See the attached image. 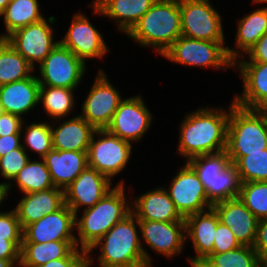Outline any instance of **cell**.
<instances>
[{"label": "cell", "mask_w": 267, "mask_h": 267, "mask_svg": "<svg viewBox=\"0 0 267 267\" xmlns=\"http://www.w3.org/2000/svg\"><path fill=\"white\" fill-rule=\"evenodd\" d=\"M224 108L199 107L189 112L179 125L178 153L186 162L195 156L222 152L226 146V134L230 106Z\"/></svg>", "instance_id": "obj_1"}, {"label": "cell", "mask_w": 267, "mask_h": 267, "mask_svg": "<svg viewBox=\"0 0 267 267\" xmlns=\"http://www.w3.org/2000/svg\"><path fill=\"white\" fill-rule=\"evenodd\" d=\"M137 227L139 220L131 212L92 245L87 255L98 247L100 267H151L152 258L143 247Z\"/></svg>", "instance_id": "obj_2"}, {"label": "cell", "mask_w": 267, "mask_h": 267, "mask_svg": "<svg viewBox=\"0 0 267 267\" xmlns=\"http://www.w3.org/2000/svg\"><path fill=\"white\" fill-rule=\"evenodd\" d=\"M125 182H119L93 207L83 209L82 217L75 215L76 244L86 252L115 224L129 215L131 204L125 194ZM78 237V238H77Z\"/></svg>", "instance_id": "obj_3"}, {"label": "cell", "mask_w": 267, "mask_h": 267, "mask_svg": "<svg viewBox=\"0 0 267 267\" xmlns=\"http://www.w3.org/2000/svg\"><path fill=\"white\" fill-rule=\"evenodd\" d=\"M127 36L162 56L182 36L180 0H156Z\"/></svg>", "instance_id": "obj_4"}, {"label": "cell", "mask_w": 267, "mask_h": 267, "mask_svg": "<svg viewBox=\"0 0 267 267\" xmlns=\"http://www.w3.org/2000/svg\"><path fill=\"white\" fill-rule=\"evenodd\" d=\"M267 149V110L246 109L232 100L227 126L225 152L235 163L249 153Z\"/></svg>", "instance_id": "obj_5"}, {"label": "cell", "mask_w": 267, "mask_h": 267, "mask_svg": "<svg viewBox=\"0 0 267 267\" xmlns=\"http://www.w3.org/2000/svg\"><path fill=\"white\" fill-rule=\"evenodd\" d=\"M187 163L197 173L208 201L215 203L239 198L241 180L236 166L225 151L195 156Z\"/></svg>", "instance_id": "obj_6"}, {"label": "cell", "mask_w": 267, "mask_h": 267, "mask_svg": "<svg viewBox=\"0 0 267 267\" xmlns=\"http://www.w3.org/2000/svg\"><path fill=\"white\" fill-rule=\"evenodd\" d=\"M225 42H214L180 36L162 57L184 66L199 68L233 69L234 62L228 57Z\"/></svg>", "instance_id": "obj_7"}, {"label": "cell", "mask_w": 267, "mask_h": 267, "mask_svg": "<svg viewBox=\"0 0 267 267\" xmlns=\"http://www.w3.org/2000/svg\"><path fill=\"white\" fill-rule=\"evenodd\" d=\"M132 146L131 143L109 133L106 129H96L87 152L88 166L112 181V178L125 169L131 159Z\"/></svg>", "instance_id": "obj_8"}, {"label": "cell", "mask_w": 267, "mask_h": 267, "mask_svg": "<svg viewBox=\"0 0 267 267\" xmlns=\"http://www.w3.org/2000/svg\"><path fill=\"white\" fill-rule=\"evenodd\" d=\"M86 64L70 49L58 43L39 64L40 86L76 89L81 84Z\"/></svg>", "instance_id": "obj_9"}, {"label": "cell", "mask_w": 267, "mask_h": 267, "mask_svg": "<svg viewBox=\"0 0 267 267\" xmlns=\"http://www.w3.org/2000/svg\"><path fill=\"white\" fill-rule=\"evenodd\" d=\"M180 14L182 36L225 42L221 15L210 0H180Z\"/></svg>", "instance_id": "obj_10"}, {"label": "cell", "mask_w": 267, "mask_h": 267, "mask_svg": "<svg viewBox=\"0 0 267 267\" xmlns=\"http://www.w3.org/2000/svg\"><path fill=\"white\" fill-rule=\"evenodd\" d=\"M55 22L54 16L48 21L44 18L14 31L6 40L35 69V64H40L59 43L54 41L55 30L51 27Z\"/></svg>", "instance_id": "obj_11"}, {"label": "cell", "mask_w": 267, "mask_h": 267, "mask_svg": "<svg viewBox=\"0 0 267 267\" xmlns=\"http://www.w3.org/2000/svg\"><path fill=\"white\" fill-rule=\"evenodd\" d=\"M108 78L104 70L98 69L96 79L82 104V113L79 114L95 129H106L123 100Z\"/></svg>", "instance_id": "obj_12"}, {"label": "cell", "mask_w": 267, "mask_h": 267, "mask_svg": "<svg viewBox=\"0 0 267 267\" xmlns=\"http://www.w3.org/2000/svg\"><path fill=\"white\" fill-rule=\"evenodd\" d=\"M165 190L184 219L212 208L201 180L187 162L173 176L169 189Z\"/></svg>", "instance_id": "obj_13"}, {"label": "cell", "mask_w": 267, "mask_h": 267, "mask_svg": "<svg viewBox=\"0 0 267 267\" xmlns=\"http://www.w3.org/2000/svg\"><path fill=\"white\" fill-rule=\"evenodd\" d=\"M152 118L141 95L125 98L119 104L106 130L133 144L139 142L149 130Z\"/></svg>", "instance_id": "obj_14"}, {"label": "cell", "mask_w": 267, "mask_h": 267, "mask_svg": "<svg viewBox=\"0 0 267 267\" xmlns=\"http://www.w3.org/2000/svg\"><path fill=\"white\" fill-rule=\"evenodd\" d=\"M71 20L68 31L59 43L70 49L85 64L88 59L103 58L109 49L102 34L92 25L88 17L78 12Z\"/></svg>", "instance_id": "obj_15"}, {"label": "cell", "mask_w": 267, "mask_h": 267, "mask_svg": "<svg viewBox=\"0 0 267 267\" xmlns=\"http://www.w3.org/2000/svg\"><path fill=\"white\" fill-rule=\"evenodd\" d=\"M113 181L87 166L82 173L64 189V203L79 215L80 208L93 207L110 190L114 188Z\"/></svg>", "instance_id": "obj_16"}, {"label": "cell", "mask_w": 267, "mask_h": 267, "mask_svg": "<svg viewBox=\"0 0 267 267\" xmlns=\"http://www.w3.org/2000/svg\"><path fill=\"white\" fill-rule=\"evenodd\" d=\"M73 231H75V213L64 204L56 212L27 225L23 229L22 242L76 241Z\"/></svg>", "instance_id": "obj_17"}, {"label": "cell", "mask_w": 267, "mask_h": 267, "mask_svg": "<svg viewBox=\"0 0 267 267\" xmlns=\"http://www.w3.org/2000/svg\"><path fill=\"white\" fill-rule=\"evenodd\" d=\"M139 226L141 239L155 252L172 258L184 249L187 240L185 221L139 220Z\"/></svg>", "instance_id": "obj_18"}, {"label": "cell", "mask_w": 267, "mask_h": 267, "mask_svg": "<svg viewBox=\"0 0 267 267\" xmlns=\"http://www.w3.org/2000/svg\"><path fill=\"white\" fill-rule=\"evenodd\" d=\"M236 69L244 89L233 97L234 103L246 109L267 110V63L234 62L233 70Z\"/></svg>", "instance_id": "obj_19"}, {"label": "cell", "mask_w": 267, "mask_h": 267, "mask_svg": "<svg viewBox=\"0 0 267 267\" xmlns=\"http://www.w3.org/2000/svg\"><path fill=\"white\" fill-rule=\"evenodd\" d=\"M219 221L229 227L241 245L253 246L259 219L240 198L228 199L212 205Z\"/></svg>", "instance_id": "obj_20"}, {"label": "cell", "mask_w": 267, "mask_h": 267, "mask_svg": "<svg viewBox=\"0 0 267 267\" xmlns=\"http://www.w3.org/2000/svg\"><path fill=\"white\" fill-rule=\"evenodd\" d=\"M137 197L132 199L131 210L138 220L185 221L170 199L165 187L152 189Z\"/></svg>", "instance_id": "obj_21"}, {"label": "cell", "mask_w": 267, "mask_h": 267, "mask_svg": "<svg viewBox=\"0 0 267 267\" xmlns=\"http://www.w3.org/2000/svg\"><path fill=\"white\" fill-rule=\"evenodd\" d=\"M156 0H94L93 13L115 20L120 32L126 35Z\"/></svg>", "instance_id": "obj_22"}, {"label": "cell", "mask_w": 267, "mask_h": 267, "mask_svg": "<svg viewBox=\"0 0 267 267\" xmlns=\"http://www.w3.org/2000/svg\"><path fill=\"white\" fill-rule=\"evenodd\" d=\"M23 195L14 208L22 229L43 216L56 212L65 204L64 190L57 187Z\"/></svg>", "instance_id": "obj_23"}, {"label": "cell", "mask_w": 267, "mask_h": 267, "mask_svg": "<svg viewBox=\"0 0 267 267\" xmlns=\"http://www.w3.org/2000/svg\"><path fill=\"white\" fill-rule=\"evenodd\" d=\"M186 239L192 241L196 256L188 257V261L205 260L213 254V246L218 214L213 208L186 217Z\"/></svg>", "instance_id": "obj_24"}, {"label": "cell", "mask_w": 267, "mask_h": 267, "mask_svg": "<svg viewBox=\"0 0 267 267\" xmlns=\"http://www.w3.org/2000/svg\"><path fill=\"white\" fill-rule=\"evenodd\" d=\"M39 88L37 76L32 74L20 81L0 86V103L4 112L22 118L27 112L39 105Z\"/></svg>", "instance_id": "obj_25"}, {"label": "cell", "mask_w": 267, "mask_h": 267, "mask_svg": "<svg viewBox=\"0 0 267 267\" xmlns=\"http://www.w3.org/2000/svg\"><path fill=\"white\" fill-rule=\"evenodd\" d=\"M55 187L65 189L88 166L87 152L51 149L43 158Z\"/></svg>", "instance_id": "obj_26"}, {"label": "cell", "mask_w": 267, "mask_h": 267, "mask_svg": "<svg viewBox=\"0 0 267 267\" xmlns=\"http://www.w3.org/2000/svg\"><path fill=\"white\" fill-rule=\"evenodd\" d=\"M95 128L79 114L56 126L51 125L53 149L88 152Z\"/></svg>", "instance_id": "obj_27"}, {"label": "cell", "mask_w": 267, "mask_h": 267, "mask_svg": "<svg viewBox=\"0 0 267 267\" xmlns=\"http://www.w3.org/2000/svg\"><path fill=\"white\" fill-rule=\"evenodd\" d=\"M237 27L235 47H227L228 57L233 62L242 57L243 54L246 55L259 38L267 33V6L257 8L249 15L239 19Z\"/></svg>", "instance_id": "obj_28"}, {"label": "cell", "mask_w": 267, "mask_h": 267, "mask_svg": "<svg viewBox=\"0 0 267 267\" xmlns=\"http://www.w3.org/2000/svg\"><path fill=\"white\" fill-rule=\"evenodd\" d=\"M75 248H78L76 241L22 242L19 267H37L55 259L66 258Z\"/></svg>", "instance_id": "obj_29"}, {"label": "cell", "mask_w": 267, "mask_h": 267, "mask_svg": "<svg viewBox=\"0 0 267 267\" xmlns=\"http://www.w3.org/2000/svg\"><path fill=\"white\" fill-rule=\"evenodd\" d=\"M38 0H14L9 2L3 16L5 24V33L0 35V39H6L14 31L23 28L29 24L37 23L45 17L41 13Z\"/></svg>", "instance_id": "obj_30"}, {"label": "cell", "mask_w": 267, "mask_h": 267, "mask_svg": "<svg viewBox=\"0 0 267 267\" xmlns=\"http://www.w3.org/2000/svg\"><path fill=\"white\" fill-rule=\"evenodd\" d=\"M34 71L6 39H0V86L30 77Z\"/></svg>", "instance_id": "obj_31"}, {"label": "cell", "mask_w": 267, "mask_h": 267, "mask_svg": "<svg viewBox=\"0 0 267 267\" xmlns=\"http://www.w3.org/2000/svg\"><path fill=\"white\" fill-rule=\"evenodd\" d=\"M75 89L63 87L40 86L38 102L42 106L47 116L53 121H60L71 114L75 106L74 93Z\"/></svg>", "instance_id": "obj_32"}, {"label": "cell", "mask_w": 267, "mask_h": 267, "mask_svg": "<svg viewBox=\"0 0 267 267\" xmlns=\"http://www.w3.org/2000/svg\"><path fill=\"white\" fill-rule=\"evenodd\" d=\"M13 181L8 185V191L11 190L13 183H17L16 186L23 194L55 187L43 159L40 161L30 159Z\"/></svg>", "instance_id": "obj_33"}, {"label": "cell", "mask_w": 267, "mask_h": 267, "mask_svg": "<svg viewBox=\"0 0 267 267\" xmlns=\"http://www.w3.org/2000/svg\"><path fill=\"white\" fill-rule=\"evenodd\" d=\"M212 267H260L263 260L252 246L241 245L223 253H213L205 259Z\"/></svg>", "instance_id": "obj_34"}, {"label": "cell", "mask_w": 267, "mask_h": 267, "mask_svg": "<svg viewBox=\"0 0 267 267\" xmlns=\"http://www.w3.org/2000/svg\"><path fill=\"white\" fill-rule=\"evenodd\" d=\"M51 124L52 123L48 122L41 123L39 121L38 123L33 122L29 125H26L23 122L24 126L22 125L21 131L25 132V136H23L24 143L22 144V147L26 151H28L27 149L34 151V153L39 155L38 158L43 159L53 148Z\"/></svg>", "instance_id": "obj_35"}, {"label": "cell", "mask_w": 267, "mask_h": 267, "mask_svg": "<svg viewBox=\"0 0 267 267\" xmlns=\"http://www.w3.org/2000/svg\"><path fill=\"white\" fill-rule=\"evenodd\" d=\"M234 165L241 183L267 182V149L240 157Z\"/></svg>", "instance_id": "obj_36"}, {"label": "cell", "mask_w": 267, "mask_h": 267, "mask_svg": "<svg viewBox=\"0 0 267 267\" xmlns=\"http://www.w3.org/2000/svg\"><path fill=\"white\" fill-rule=\"evenodd\" d=\"M239 198L259 220L267 218V182L241 183Z\"/></svg>", "instance_id": "obj_37"}, {"label": "cell", "mask_w": 267, "mask_h": 267, "mask_svg": "<svg viewBox=\"0 0 267 267\" xmlns=\"http://www.w3.org/2000/svg\"><path fill=\"white\" fill-rule=\"evenodd\" d=\"M30 159L23 147H19L0 157V175L7 180V185L13 182L19 171L25 167Z\"/></svg>", "instance_id": "obj_38"}, {"label": "cell", "mask_w": 267, "mask_h": 267, "mask_svg": "<svg viewBox=\"0 0 267 267\" xmlns=\"http://www.w3.org/2000/svg\"><path fill=\"white\" fill-rule=\"evenodd\" d=\"M0 238L11 242H22L23 229L15 210L0 212Z\"/></svg>", "instance_id": "obj_39"}, {"label": "cell", "mask_w": 267, "mask_h": 267, "mask_svg": "<svg viewBox=\"0 0 267 267\" xmlns=\"http://www.w3.org/2000/svg\"><path fill=\"white\" fill-rule=\"evenodd\" d=\"M240 246L241 244L229 227L219 222L215 232L213 253L228 252Z\"/></svg>", "instance_id": "obj_40"}, {"label": "cell", "mask_w": 267, "mask_h": 267, "mask_svg": "<svg viewBox=\"0 0 267 267\" xmlns=\"http://www.w3.org/2000/svg\"><path fill=\"white\" fill-rule=\"evenodd\" d=\"M87 265V252L75 248L66 258L55 259L37 267H85Z\"/></svg>", "instance_id": "obj_41"}, {"label": "cell", "mask_w": 267, "mask_h": 267, "mask_svg": "<svg viewBox=\"0 0 267 267\" xmlns=\"http://www.w3.org/2000/svg\"><path fill=\"white\" fill-rule=\"evenodd\" d=\"M24 119L18 115L3 112L0 115V137L23 134L21 131Z\"/></svg>", "instance_id": "obj_42"}, {"label": "cell", "mask_w": 267, "mask_h": 267, "mask_svg": "<svg viewBox=\"0 0 267 267\" xmlns=\"http://www.w3.org/2000/svg\"><path fill=\"white\" fill-rule=\"evenodd\" d=\"M249 59L245 60L244 55L235 62H262L267 63V33L263 34L256 44L246 54Z\"/></svg>", "instance_id": "obj_43"}, {"label": "cell", "mask_w": 267, "mask_h": 267, "mask_svg": "<svg viewBox=\"0 0 267 267\" xmlns=\"http://www.w3.org/2000/svg\"><path fill=\"white\" fill-rule=\"evenodd\" d=\"M252 247L263 261H267V218L259 220Z\"/></svg>", "instance_id": "obj_44"}, {"label": "cell", "mask_w": 267, "mask_h": 267, "mask_svg": "<svg viewBox=\"0 0 267 267\" xmlns=\"http://www.w3.org/2000/svg\"><path fill=\"white\" fill-rule=\"evenodd\" d=\"M21 244L0 238V259L20 260Z\"/></svg>", "instance_id": "obj_45"}, {"label": "cell", "mask_w": 267, "mask_h": 267, "mask_svg": "<svg viewBox=\"0 0 267 267\" xmlns=\"http://www.w3.org/2000/svg\"><path fill=\"white\" fill-rule=\"evenodd\" d=\"M22 134H13L8 136L0 137V157L6 155L7 153L22 147L21 142Z\"/></svg>", "instance_id": "obj_46"}, {"label": "cell", "mask_w": 267, "mask_h": 267, "mask_svg": "<svg viewBox=\"0 0 267 267\" xmlns=\"http://www.w3.org/2000/svg\"><path fill=\"white\" fill-rule=\"evenodd\" d=\"M9 191H8V185L5 182L0 183V207L4 200H6V197H8ZM1 212V211H0Z\"/></svg>", "instance_id": "obj_47"}, {"label": "cell", "mask_w": 267, "mask_h": 267, "mask_svg": "<svg viewBox=\"0 0 267 267\" xmlns=\"http://www.w3.org/2000/svg\"><path fill=\"white\" fill-rule=\"evenodd\" d=\"M19 264L20 260L0 259V267H18Z\"/></svg>", "instance_id": "obj_48"}, {"label": "cell", "mask_w": 267, "mask_h": 267, "mask_svg": "<svg viewBox=\"0 0 267 267\" xmlns=\"http://www.w3.org/2000/svg\"><path fill=\"white\" fill-rule=\"evenodd\" d=\"M192 267H212L206 260L189 261Z\"/></svg>", "instance_id": "obj_49"}, {"label": "cell", "mask_w": 267, "mask_h": 267, "mask_svg": "<svg viewBox=\"0 0 267 267\" xmlns=\"http://www.w3.org/2000/svg\"><path fill=\"white\" fill-rule=\"evenodd\" d=\"M8 4L9 0H0V14L4 11Z\"/></svg>", "instance_id": "obj_50"}, {"label": "cell", "mask_w": 267, "mask_h": 267, "mask_svg": "<svg viewBox=\"0 0 267 267\" xmlns=\"http://www.w3.org/2000/svg\"><path fill=\"white\" fill-rule=\"evenodd\" d=\"M93 259L90 255H87V265L85 267H91V265H93Z\"/></svg>", "instance_id": "obj_51"}, {"label": "cell", "mask_w": 267, "mask_h": 267, "mask_svg": "<svg viewBox=\"0 0 267 267\" xmlns=\"http://www.w3.org/2000/svg\"><path fill=\"white\" fill-rule=\"evenodd\" d=\"M252 2H253L252 4H255V3H257V4L262 3L263 4V3H267V0H253Z\"/></svg>", "instance_id": "obj_52"}, {"label": "cell", "mask_w": 267, "mask_h": 267, "mask_svg": "<svg viewBox=\"0 0 267 267\" xmlns=\"http://www.w3.org/2000/svg\"><path fill=\"white\" fill-rule=\"evenodd\" d=\"M4 112L2 104L0 103V115Z\"/></svg>", "instance_id": "obj_53"}, {"label": "cell", "mask_w": 267, "mask_h": 267, "mask_svg": "<svg viewBox=\"0 0 267 267\" xmlns=\"http://www.w3.org/2000/svg\"><path fill=\"white\" fill-rule=\"evenodd\" d=\"M260 267H267V261H264Z\"/></svg>", "instance_id": "obj_54"}]
</instances>
